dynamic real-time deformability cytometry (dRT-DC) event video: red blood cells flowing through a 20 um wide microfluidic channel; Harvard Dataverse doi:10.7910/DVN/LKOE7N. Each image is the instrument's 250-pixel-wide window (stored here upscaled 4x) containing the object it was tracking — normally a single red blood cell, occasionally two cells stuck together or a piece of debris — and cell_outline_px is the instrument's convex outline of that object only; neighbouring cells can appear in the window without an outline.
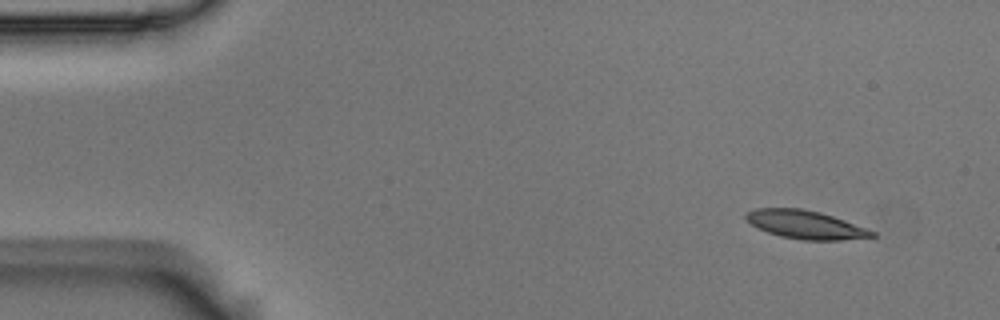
{"species": "Egyptian fruit bat (a non-hibernating species)", "species_latin": "Rousettus aegyptiacus", "temperature_condition": "room temperature", "stored_images_in_passage": 3, "camera_frame_rate_fps": 3000, "um_per_image_px": 0.085, "animal": {"sex": "male"}, "frame": {"image": 1, "passage_image": 1, "time_ms": 0.0, "image_size_px": [1000, 320], "cell_outline_px": [[876, 236], [840, 240], [800, 240], [780, 236], [756, 228], [744, 220], [744, 212], [756, 208], [804, 208], [820, 212], [868, 228], [876, 232]], "centroid_in_image_um": [68.41, 19.09], "position_along_channel_um": 16.6, "area_um2": 21.1}}
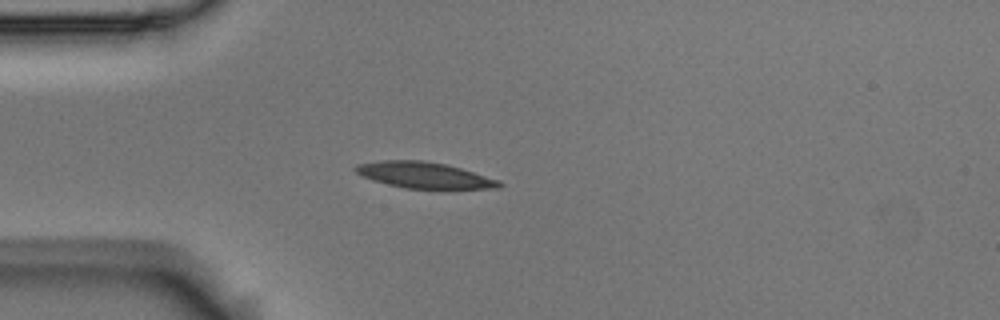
{"frame": {"image": 2, "passage_image": 3, "time_ms": 0.667, "image_size_px": [1000, 320], "cell_outline_px": [[504, 184], [500, 188], [440, 192], [404, 188], [372, 180], [356, 172], [352, 168], [356, 164], [380, 160], [424, 160], [444, 164], [460, 168], [500, 180]], "centroid_in_image_um": [36.16, 14.95], "position_along_channel_um": 48.8, "area_um2": 23.06}}